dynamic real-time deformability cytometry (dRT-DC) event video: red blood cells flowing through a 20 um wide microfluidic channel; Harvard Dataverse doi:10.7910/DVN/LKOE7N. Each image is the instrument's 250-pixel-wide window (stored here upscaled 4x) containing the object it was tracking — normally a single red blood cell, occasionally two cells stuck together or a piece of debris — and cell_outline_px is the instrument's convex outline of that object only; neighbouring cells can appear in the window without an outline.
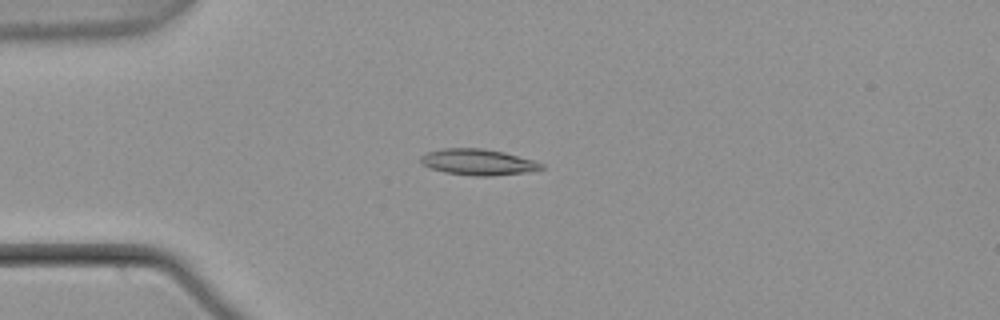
{"species": "common noctule bat (a hibernating species)", "species_latin": "Nyctalus noctula", "temperature_condition": "warm", "stored_images_in_passage": 6, "camera_frame_rate_fps": 3000, "um_per_image_px": 0.085, "animal": {"sex": "male", "body_mass_g": 21.5, "forearm_length_mm": 52.0}, "frame": {"image": 1, "passage_image": 5, "time_ms": 1.333, "image_size_px": [1000, 320], "cell_outline_px": [[544, 168], [528, 172], [492, 176], [476, 176], [444, 172], [432, 168], [424, 164], [420, 160], [420, 156], [428, 152], [444, 148], [484, 148], [504, 152], [536, 160], [544, 164]], "centroid_in_image_um": [40.7, 13.77], "position_along_channel_um": 44.3, "area_um2": 18.38}}